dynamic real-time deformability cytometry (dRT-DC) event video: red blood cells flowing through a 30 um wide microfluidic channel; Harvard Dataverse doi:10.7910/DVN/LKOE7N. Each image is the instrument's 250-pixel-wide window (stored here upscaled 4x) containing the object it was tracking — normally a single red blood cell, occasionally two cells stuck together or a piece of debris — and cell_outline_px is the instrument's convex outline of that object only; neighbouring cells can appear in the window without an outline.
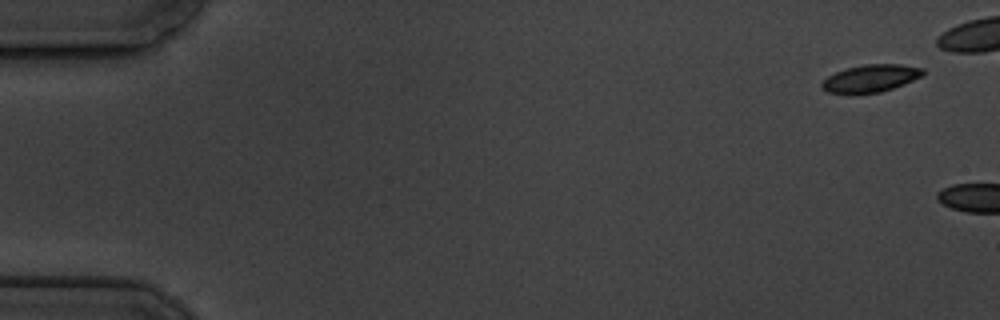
{"species": "common noctule bat (a hibernating species)", "species_latin": "Nyctalus noctula", "temperature_condition": "cold", "stored_images_in_passage": 2, "camera_frame_rate_fps": 3000, "um_per_image_px": 0.085, "animal": {"sex": "male", "body_mass_g": 19.5, "forearm_length_mm": 54.6}, "frame": {"image": 1, "passage_image": 1, "time_ms": 0.0, "image_size_px": [1000, 320], "cell_outline_px": [[924, 72], [920, 76], [904, 84], [880, 92], [848, 96], [828, 92], [820, 84], [828, 76], [836, 72], [848, 68], [864, 64], [900, 64], [924, 68]], "centroid_in_image_um": [73.96, 6.69], "position_along_channel_um": 11.0, "area_um2": 16.36}}